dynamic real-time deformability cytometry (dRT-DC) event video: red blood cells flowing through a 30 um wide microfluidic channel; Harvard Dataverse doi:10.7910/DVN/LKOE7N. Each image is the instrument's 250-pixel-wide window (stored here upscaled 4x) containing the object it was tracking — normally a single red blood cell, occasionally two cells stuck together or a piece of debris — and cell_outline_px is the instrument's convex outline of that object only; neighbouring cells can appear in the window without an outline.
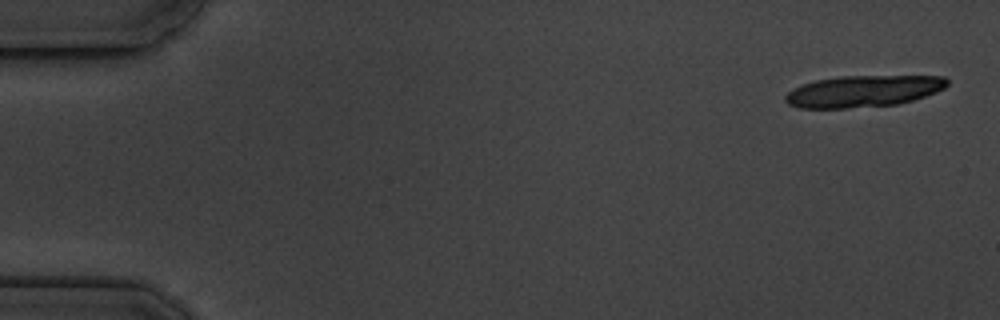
{"species": "common noctule bat (a hibernating species)", "species_latin": "Nyctalus noctula", "temperature_condition": "cold", "stored_images_in_passage": 6, "camera_frame_rate_fps": 3000, "um_per_image_px": 0.085, "animal": {"sex": "male", "body_mass_g": 19.5, "forearm_length_mm": 54.6}, "frame": {"image": 1, "passage_image": 1, "time_ms": 0.0, "image_size_px": [1000, 320], "cell_outline_px": [[948, 84], [944, 88], [936, 92], [912, 100], [896, 104], [844, 108], [800, 108], [788, 104], [784, 100], [784, 96], [788, 92], [804, 84], [816, 80], [840, 76], [944, 76], [948, 80]], "centroid_in_image_um": [73.37, 7.75], "position_along_channel_um": 11.6, "area_um2": 29.54}}